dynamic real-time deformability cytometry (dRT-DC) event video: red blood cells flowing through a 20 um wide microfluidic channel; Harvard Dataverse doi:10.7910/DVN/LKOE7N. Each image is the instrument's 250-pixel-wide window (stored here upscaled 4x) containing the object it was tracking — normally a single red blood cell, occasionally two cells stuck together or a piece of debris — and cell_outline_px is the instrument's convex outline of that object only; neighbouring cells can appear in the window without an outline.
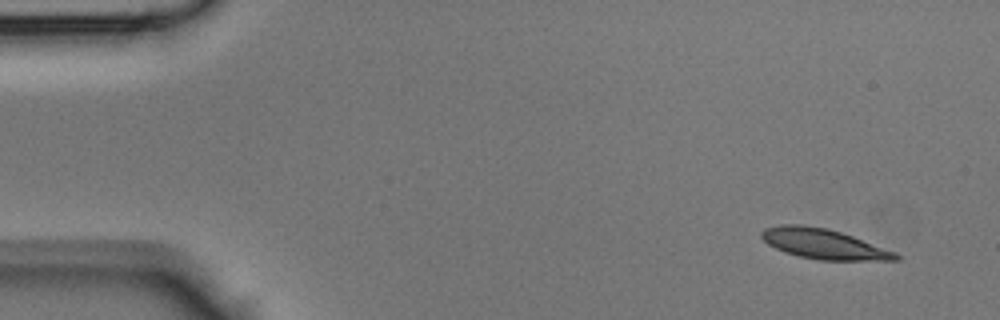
{"species": "Egyptian fruit bat (a non-hibernating species)", "species_latin": "Rousettus aegyptiacus", "temperature_condition": "room temperature", "stored_images_in_passage": 9, "camera_frame_rate_fps": 3000, "um_per_image_px": 0.085, "animal": {"sex": "male"}, "frame": {"image": 1, "passage_image": 1, "time_ms": 0.0, "image_size_px": [1000, 320], "cell_outline_px": [[900, 260], [820, 260], [800, 256], [784, 252], [768, 244], [760, 236], [760, 232], [764, 228], [780, 224], [804, 224], [828, 228], [852, 236], [896, 252], [900, 256]], "centroid_in_image_um": [69.98, 20.72], "position_along_channel_um": 15.0, "area_um2": 23.52}}